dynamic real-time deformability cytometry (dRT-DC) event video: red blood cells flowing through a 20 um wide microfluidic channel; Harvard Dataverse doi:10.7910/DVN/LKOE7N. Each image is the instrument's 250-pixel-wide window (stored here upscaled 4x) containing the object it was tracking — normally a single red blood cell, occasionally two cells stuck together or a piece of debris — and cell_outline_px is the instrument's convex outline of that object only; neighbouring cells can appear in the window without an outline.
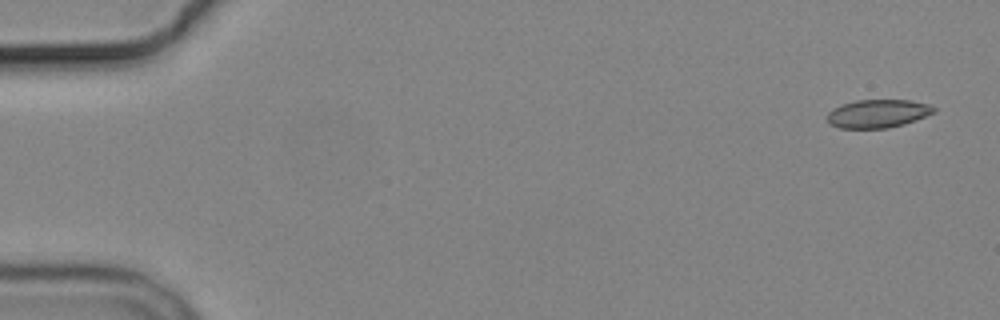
{"species": "common noctule bat (a hibernating species)", "species_latin": "Nyctalus noctula", "temperature_condition": "cold", "stored_images_in_passage": 4, "camera_frame_rate_fps": 3000, "um_per_image_px": 0.085, "animal": {"sex": "male", "body_mass_g": 19.2, "forearm_length_mm": 51.8}, "frame": {"image": 1, "passage_image": 1, "time_ms": 0.0, "image_size_px": [1000, 320], "cell_outline_px": [[936, 112], [916, 120], [904, 124], [888, 128], [840, 128], [828, 124], [828, 112], [832, 108], [840, 104], [856, 100], [912, 100], [928, 104], [936, 108]], "centroid_in_image_um": [74.61, 9.65], "position_along_channel_um": 10.4, "area_um2": 17.74}}
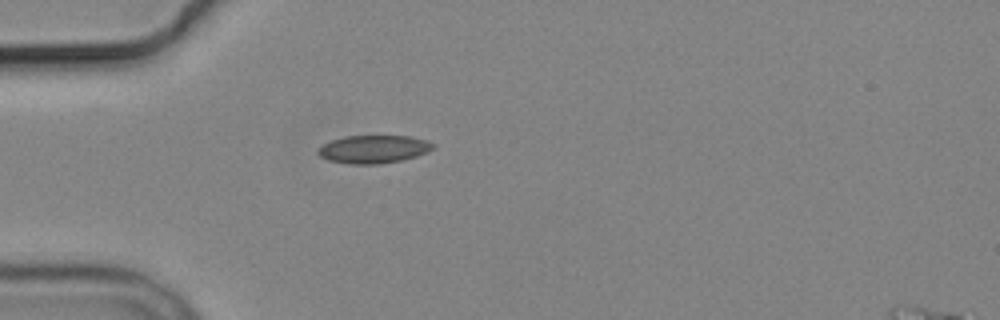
{"frame": {"image": 2, "passage_image": 4, "time_ms": 4.667, "image_size_px": [1000, 320], "cell_outline_px": [[436, 144], [428, 152], [416, 156], [400, 160], [380, 164], [348, 164], [328, 160], [320, 156], [316, 152], [316, 148], [332, 140], [344, 136], [412, 136], [428, 140]], "centroid_in_image_um": [31.75, 12.68], "position_along_channel_um": 53.3, "area_um2": 18.9}}